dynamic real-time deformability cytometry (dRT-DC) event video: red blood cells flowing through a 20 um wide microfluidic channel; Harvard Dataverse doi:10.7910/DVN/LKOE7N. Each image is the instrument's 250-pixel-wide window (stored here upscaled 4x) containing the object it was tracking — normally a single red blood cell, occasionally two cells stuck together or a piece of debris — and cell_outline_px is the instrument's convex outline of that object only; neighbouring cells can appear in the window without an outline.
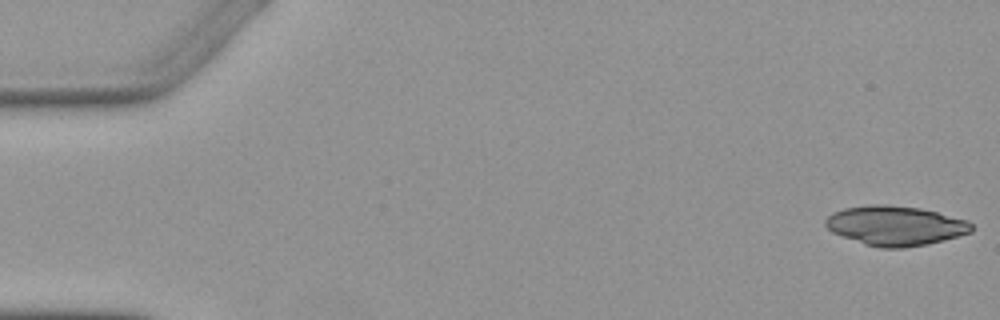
{"species": "Egyptian fruit bat (a non-hibernating species)", "species_latin": "Rousettus aegyptiacus", "temperature_condition": "warm", "stored_images_in_passage": 4, "camera_frame_rate_fps": 3000, "um_per_image_px": 0.085, "animal": {"sex": "female"}, "frame": {"image": 1, "passage_image": 1, "time_ms": 0.0, "image_size_px": [1000, 320], "cell_outline_px": [[972, 232], [944, 240], [928, 244], [904, 248], [880, 248], [864, 244], [832, 232], [824, 224], [824, 220], [832, 212], [844, 208], [872, 204], [884, 204], [920, 208], [968, 220], [972, 224]], "centroid_in_image_um": [76.09, 19.18], "position_along_channel_um": 8.9, "area_um2": 33.76}}
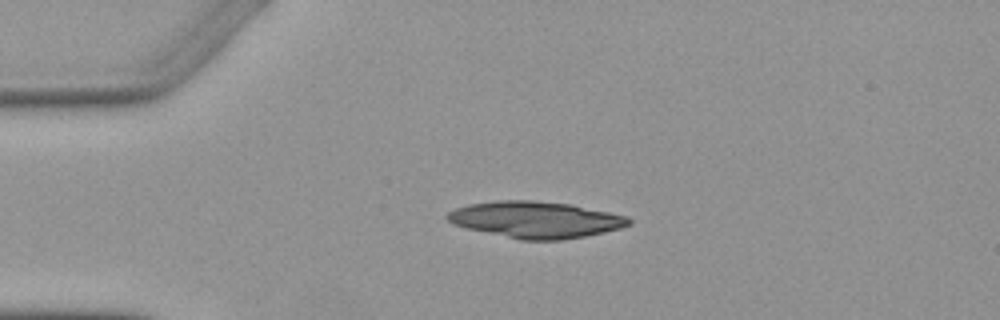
{"frame": {"image": 2, "passage_image": 4, "time_ms": 3.667, "image_size_px": [1000, 320], "cell_outline_px": [[632, 224], [620, 228], [604, 232], [584, 236], [560, 240], [520, 240], [464, 228], [452, 224], [444, 216], [448, 212], [456, 208], [468, 204], [496, 200], [532, 200], [572, 204], [628, 216], [632, 220]], "centroid_in_image_um": [45.51, 18.67], "position_along_channel_um": 39.5, "area_um2": 38.9}}